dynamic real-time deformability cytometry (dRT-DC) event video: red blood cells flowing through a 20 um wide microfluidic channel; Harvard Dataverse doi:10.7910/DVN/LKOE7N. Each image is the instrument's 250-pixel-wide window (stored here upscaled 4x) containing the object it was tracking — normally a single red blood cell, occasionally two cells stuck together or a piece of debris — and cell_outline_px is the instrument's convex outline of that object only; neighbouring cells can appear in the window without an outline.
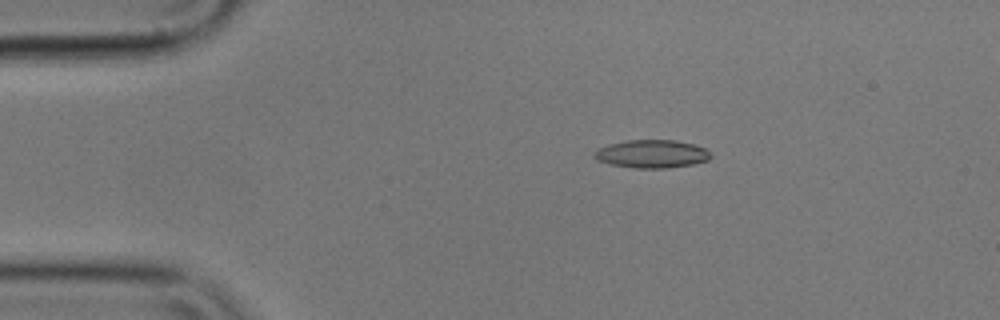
{"species": "common noctule bat (a hibernating species)", "species_latin": "Nyctalus noctula", "temperature_condition": "cold", "stored_images_in_passage": 4, "camera_frame_rate_fps": 3000, "um_per_image_px": 0.085, "animal": {"sex": "male", "body_mass_g": 17.9}, "frame": {"image": 1, "passage_image": 3, "time_ms": 0.667, "image_size_px": [1000, 320], "cell_outline_px": [[712, 156], [708, 160], [692, 164], [668, 168], [632, 168], [608, 164], [596, 160], [592, 156], [592, 152], [608, 144], [628, 140], [676, 140], [696, 144], [712, 152]], "centroid_in_image_um": [55.39, 13.08], "position_along_channel_um": 29.6, "area_um2": 19.36}}